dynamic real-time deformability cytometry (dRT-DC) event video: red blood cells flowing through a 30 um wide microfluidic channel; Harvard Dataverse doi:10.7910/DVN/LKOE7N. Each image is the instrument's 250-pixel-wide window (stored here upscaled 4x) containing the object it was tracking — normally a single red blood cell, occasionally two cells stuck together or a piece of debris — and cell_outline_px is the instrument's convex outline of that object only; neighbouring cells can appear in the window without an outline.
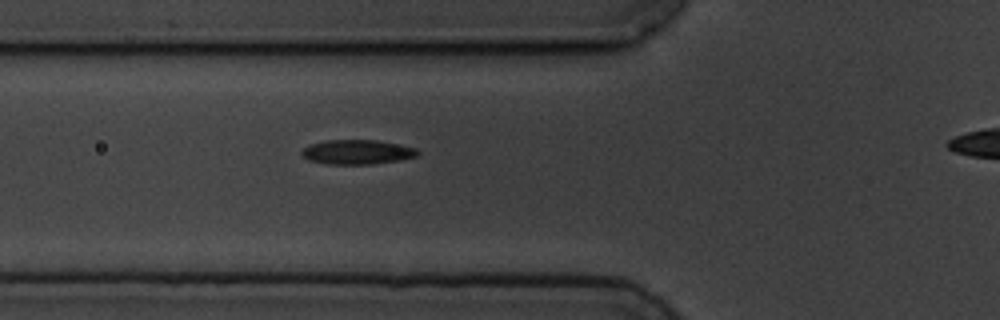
{"species": "common noctule bat (a hibernating species)", "species_latin": "Nyctalus noctula", "temperature_condition": "cold", "stored_images_in_passage": 4, "camera_frame_rate_fps": 3000, "um_per_image_px": 0.085, "animal": {"sex": "male", "body_mass_g": 19.5, "forearm_length_mm": 54.6}, "frame": {"image": 1, "passage_image": 3, "time_ms": 2.333, "image_size_px": [1000, 320], "cell_outline_px": [[420, 152], [416, 156], [400, 160], [372, 164], [328, 164], [308, 160], [300, 152], [308, 144], [324, 140], [376, 140], [416, 148]], "centroid_in_image_um": [30.33, 12.92], "position_along_channel_um": 95.5, "area_um2": 16.53}}